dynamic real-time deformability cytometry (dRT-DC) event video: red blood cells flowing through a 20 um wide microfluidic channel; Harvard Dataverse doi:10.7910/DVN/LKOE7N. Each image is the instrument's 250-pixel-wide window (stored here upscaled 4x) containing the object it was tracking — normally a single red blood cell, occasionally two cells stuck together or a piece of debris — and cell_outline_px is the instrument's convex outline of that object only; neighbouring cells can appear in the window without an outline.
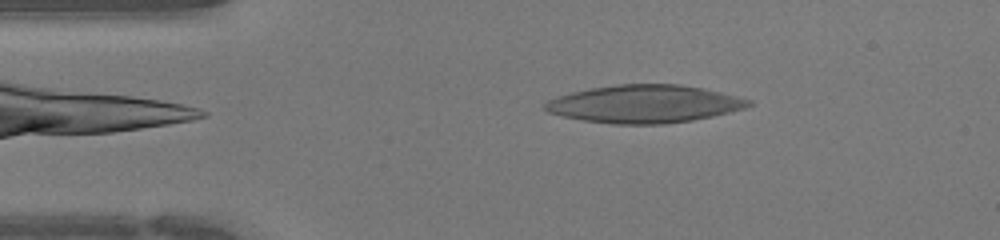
{"species": "human", "species_latin": "Homo sapiens", "temperature_condition": "warm", "stored_images_in_passage": 44, "camera_frame_rate_fps": 3000, "um_per_image_px": 0.085, "donor": {"sex": "female"}, "frame": {"image": 1, "passage_image": 7, "time_ms": 2.0, "image_size_px": [1000, 240], "cell_outline_px": [[752, 104], [744, 108], [712, 116], [692, 120], [664, 124], [612, 124], [584, 120], [560, 116], [548, 112], [544, 108], [544, 104], [548, 100], [556, 96], [572, 92], [592, 88], [616, 84], [680, 84], [720, 92], [752, 100]], "centroid_in_image_um": [54.74, 8.84], "position_along_channel_um": 30.3, "area_um2": 44.68}}
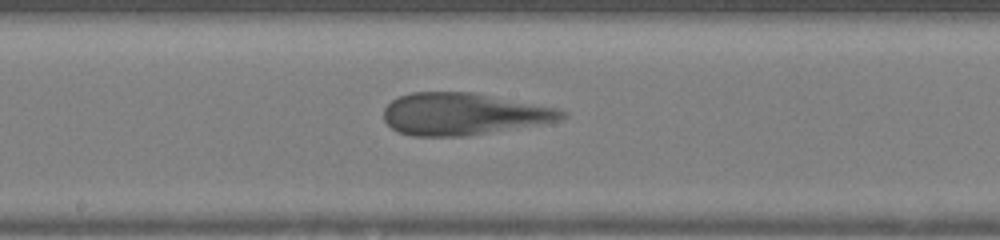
{"frame": {"image": 2, "passage_image": 22, "time_ms": 7.0, "image_size_px": [1000, 240], "cell_outline_px": [[568, 112], [560, 120], [464, 136], [412, 136], [396, 132], [384, 120], [384, 108], [392, 100], [400, 96], [412, 92], [476, 92], [560, 108]], "centroid_in_image_um": [39.37, 9.67], "position_along_channel_um": 208.8, "area_um2": 43.58}}
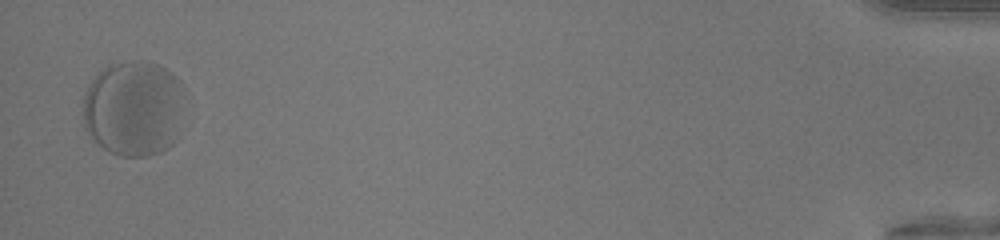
{"frame": {"image": 3, "passage_image": 43, "time_ms": 14.0, "image_size_px": [1000, 240], "cell_outline_px": [[184, 88], [172, 144], [168, 148], [160, 152], [148, 156], [120, 156], [108, 152], [84, 128], [84, 92], [92, 80], [108, 64], [132, 60], [140, 60], [156, 64], [164, 68]], "centroid_in_image_um": [11.3, 9.2], "position_along_channel_um": 423.9, "area_um2": 55.72}}